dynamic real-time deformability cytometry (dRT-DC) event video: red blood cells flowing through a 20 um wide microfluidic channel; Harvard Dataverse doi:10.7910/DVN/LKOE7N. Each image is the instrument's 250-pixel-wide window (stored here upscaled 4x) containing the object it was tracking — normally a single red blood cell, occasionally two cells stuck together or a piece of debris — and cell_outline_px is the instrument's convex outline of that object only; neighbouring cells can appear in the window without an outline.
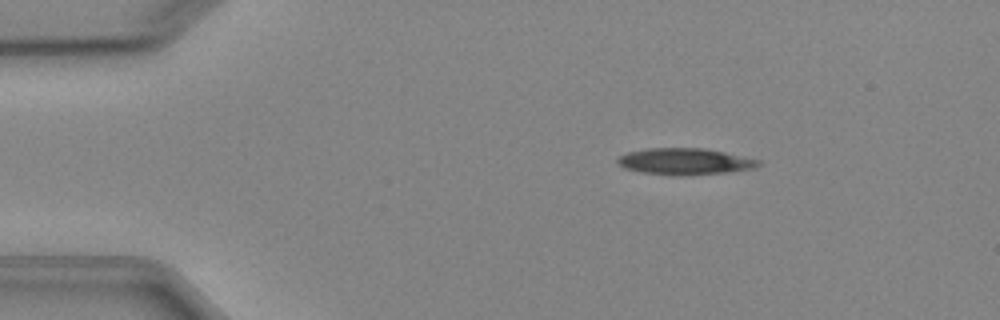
{"species": "Egyptian fruit bat (a non-hibernating species)", "species_latin": "Rousettus aegyptiacus", "temperature_condition": "cold", "stored_images_in_passage": 5, "camera_frame_rate_fps": 3000, "um_per_image_px": 0.085, "animal": {"sex": "female"}, "frame": {"image": 1, "passage_image": 3, "time_ms": 2.0, "image_size_px": [1000, 320], "cell_outline_px": [[764, 160], [756, 168], [728, 172], [680, 176], [676, 176], [640, 172], [624, 168], [616, 164], [616, 160], [620, 156], [628, 152], [644, 148], [704, 148]], "centroid_in_image_um": [58.22, 13.73], "position_along_channel_um": 26.8, "area_um2": 22.08}}